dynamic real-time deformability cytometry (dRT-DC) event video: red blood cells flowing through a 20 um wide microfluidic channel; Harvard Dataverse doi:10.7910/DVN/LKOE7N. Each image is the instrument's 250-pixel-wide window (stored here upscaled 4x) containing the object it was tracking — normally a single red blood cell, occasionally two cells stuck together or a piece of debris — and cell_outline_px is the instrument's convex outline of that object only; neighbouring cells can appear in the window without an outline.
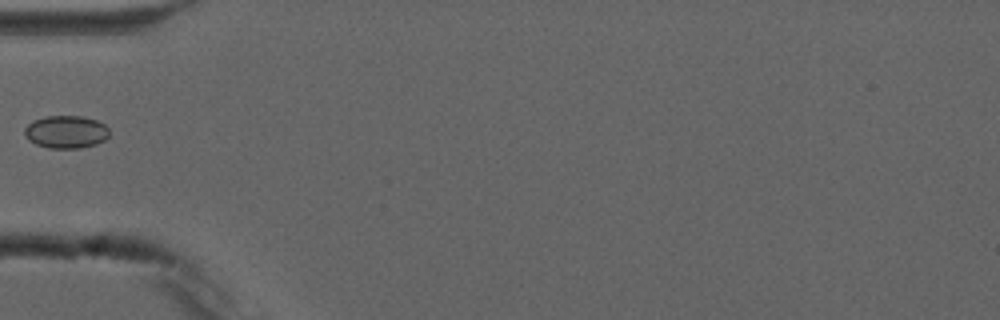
{"species": "common noctule bat (a hibernating species)", "species_latin": "Nyctalus noctula", "temperature_condition": "cold", "stored_images_in_passage": 5, "camera_frame_rate_fps": 3000, "um_per_image_px": 0.085, "animal": {"sex": "male", "forearm_length_mm": 52.5}, "frame": {"image": 1, "passage_image": 5, "time_ms": 6.0, "image_size_px": [1000, 320], "cell_outline_px": [[108, 136], [104, 140], [96, 144], [80, 148], [48, 148], [36, 144], [28, 140], [24, 136], [24, 128], [32, 120], [44, 116], [80, 116], [96, 120], [104, 124], [108, 128]], "centroid_in_image_um": [5.57, 11.21], "position_along_channel_um": 79.4, "area_um2": 16.24}}